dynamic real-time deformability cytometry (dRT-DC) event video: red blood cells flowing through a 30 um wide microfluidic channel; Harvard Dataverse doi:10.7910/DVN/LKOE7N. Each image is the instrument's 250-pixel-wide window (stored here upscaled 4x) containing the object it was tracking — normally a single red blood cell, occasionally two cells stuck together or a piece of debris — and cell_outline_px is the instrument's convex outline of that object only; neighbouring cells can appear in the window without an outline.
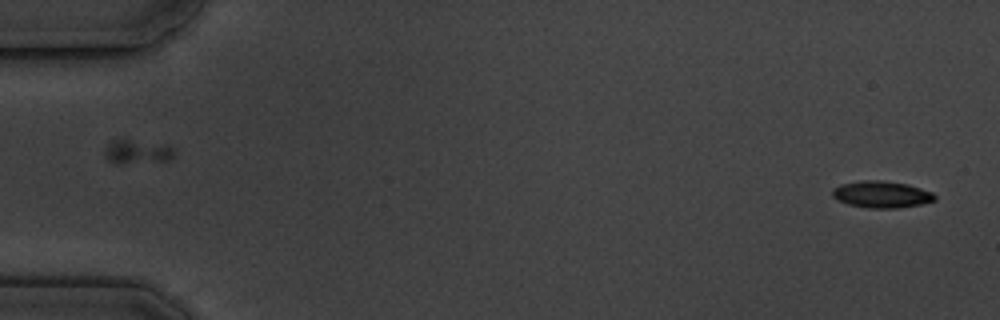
{"species": "common noctule bat (a hibernating species)", "species_latin": "Nyctalus noctula", "temperature_condition": "cold", "stored_images_in_passage": 7, "camera_frame_rate_fps": 3000, "um_per_image_px": 0.085, "animal": {"sex": "male", "body_mass_g": 19.5, "forearm_length_mm": 54.6}, "frame": {"image": 1, "passage_image": 7, "time_ms": 7.0, "image_size_px": [1000, 320], "cell_outline_px": [[936, 200], [920, 204], [896, 208], [868, 208], [848, 204], [836, 200], [832, 196], [832, 188], [840, 184], [860, 180], [880, 180], [908, 184], [932, 192], [936, 196]], "centroid_in_image_um": [74.89, 16.52], "position_along_channel_um": 10.1, "area_um2": 16.07}}